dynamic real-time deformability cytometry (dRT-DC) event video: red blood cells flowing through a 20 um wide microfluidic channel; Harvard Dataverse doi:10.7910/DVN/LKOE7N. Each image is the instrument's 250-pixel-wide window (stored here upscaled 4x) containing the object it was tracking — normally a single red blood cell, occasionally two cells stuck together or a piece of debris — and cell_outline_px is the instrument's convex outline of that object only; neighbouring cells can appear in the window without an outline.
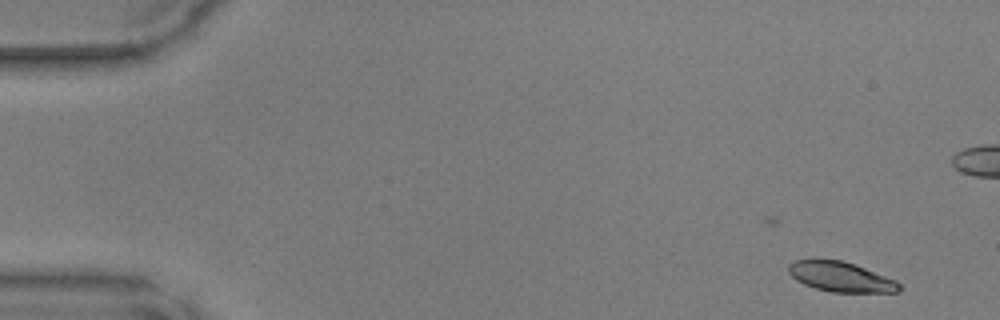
{"species": "common noctule bat (a hibernating species)", "species_latin": "Nyctalus noctula", "temperature_condition": "warm", "stored_images_in_passage": 13, "camera_frame_rate_fps": 3000, "um_per_image_px": 0.085, "animal": {"sex": "male", "body_mass_g": 17.9, "forearm_length_mm": 54.2}, "frame": {"image": 1, "passage_image": 3, "time_ms": 0.667, "image_size_px": [1000, 320], "cell_outline_px": [[900, 292], [832, 292], [816, 288], [804, 284], [796, 280], [788, 272], [788, 264], [792, 260], [812, 256], [840, 260], [864, 268], [896, 280], [900, 284]], "centroid_in_image_um": [71.37, 23.48], "position_along_channel_um": 13.6, "area_um2": 19.71}}